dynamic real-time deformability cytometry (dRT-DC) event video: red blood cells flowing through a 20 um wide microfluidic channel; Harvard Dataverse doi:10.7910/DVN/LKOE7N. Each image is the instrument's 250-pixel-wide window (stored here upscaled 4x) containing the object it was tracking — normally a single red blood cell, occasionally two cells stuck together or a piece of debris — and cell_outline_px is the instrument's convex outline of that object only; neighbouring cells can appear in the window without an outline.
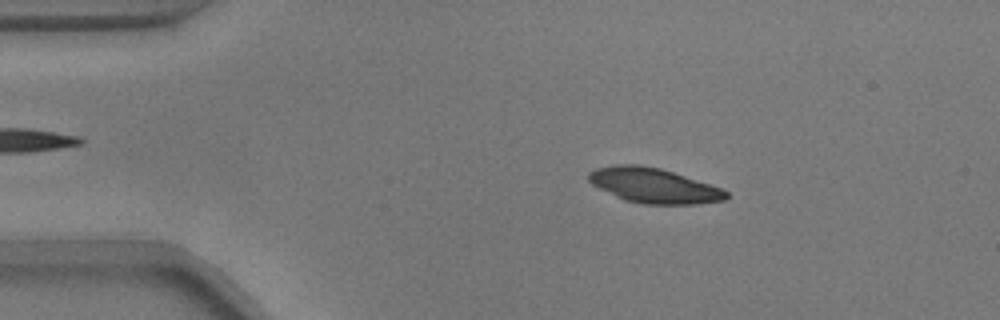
{"species": "common noctule bat (a hibernating species)", "species_latin": "Nyctalus noctula", "temperature_condition": "warm", "stored_images_in_passage": 53, "camera_frame_rate_fps": 3000, "um_per_image_px": 0.085, "animal": {"sex": "male", "body_mass_g": 17.9}, "frame": {"image": 1, "passage_image": 9, "time_ms": 2.667, "image_size_px": [1000, 320], "cell_outline_px": [[728, 196], [724, 200], [696, 204], [644, 204], [624, 200], [592, 184], [588, 180], [588, 172], [596, 168], [612, 164], [640, 164], [660, 168], [720, 188], [728, 192]], "centroid_in_image_um": [55.52, 15.76], "position_along_channel_um": 29.5, "area_um2": 27.74}}
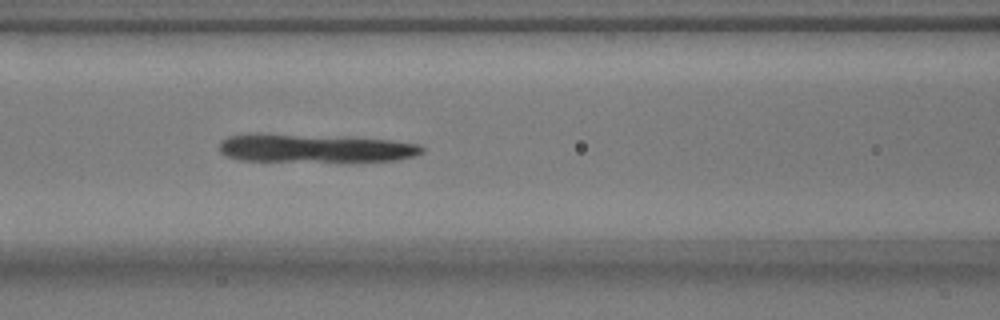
{"frame": {"image": 2, "passage_image": 22, "time_ms": 7.0, "image_size_px": [1000, 320], "cell_outline_px": [[424, 152], [416, 156], [396, 160], [240, 160], [228, 156], [220, 152], [220, 140], [228, 136], [248, 132], [256, 132], [348, 136], [392, 140], [420, 144], [424, 148]], "centroid_in_image_um": [26.74, 12.54], "position_along_channel_um": 139.9, "area_um2": 33.81}}
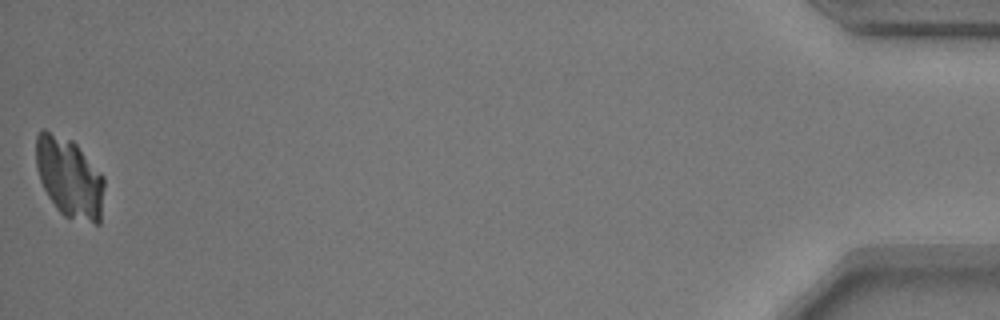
{"frame": {"image": 3, "passage_image": 53, "time_ms": 17.333, "image_size_px": [1000, 320], "cell_outline_px": [[104, 188], [100, 224], [96, 224], [64, 216], [56, 208], [48, 196], [40, 180], [36, 168], [36, 136], [40, 128], [44, 128], [72, 140], [76, 144], [104, 176]], "centroid_in_image_um": [5.89, 15.07], "position_along_channel_um": 429.3, "area_um2": 32.02}}